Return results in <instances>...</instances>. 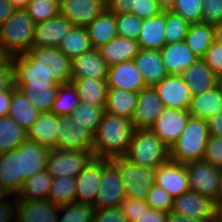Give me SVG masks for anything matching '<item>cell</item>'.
Instances as JSON below:
<instances>
[{"label": "cell", "instance_id": "1", "mask_svg": "<svg viewBox=\"0 0 222 222\" xmlns=\"http://www.w3.org/2000/svg\"><path fill=\"white\" fill-rule=\"evenodd\" d=\"M134 127L132 120L104 112L94 134V157L110 159L127 153Z\"/></svg>", "mask_w": 222, "mask_h": 222}, {"label": "cell", "instance_id": "2", "mask_svg": "<svg viewBox=\"0 0 222 222\" xmlns=\"http://www.w3.org/2000/svg\"><path fill=\"white\" fill-rule=\"evenodd\" d=\"M208 139L207 120L190 117L180 137L169 149V160L182 164L203 160Z\"/></svg>", "mask_w": 222, "mask_h": 222}, {"label": "cell", "instance_id": "3", "mask_svg": "<svg viewBox=\"0 0 222 222\" xmlns=\"http://www.w3.org/2000/svg\"><path fill=\"white\" fill-rule=\"evenodd\" d=\"M124 157L135 165L157 168L169 160V148L151 129H134Z\"/></svg>", "mask_w": 222, "mask_h": 222}, {"label": "cell", "instance_id": "4", "mask_svg": "<svg viewBox=\"0 0 222 222\" xmlns=\"http://www.w3.org/2000/svg\"><path fill=\"white\" fill-rule=\"evenodd\" d=\"M34 30L26 9H15L0 26V46L10 57L27 53L33 47Z\"/></svg>", "mask_w": 222, "mask_h": 222}, {"label": "cell", "instance_id": "5", "mask_svg": "<svg viewBox=\"0 0 222 222\" xmlns=\"http://www.w3.org/2000/svg\"><path fill=\"white\" fill-rule=\"evenodd\" d=\"M110 160L119 169L125 197L146 200L147 194L154 184L156 168L135 165L124 156L112 157Z\"/></svg>", "mask_w": 222, "mask_h": 222}, {"label": "cell", "instance_id": "6", "mask_svg": "<svg viewBox=\"0 0 222 222\" xmlns=\"http://www.w3.org/2000/svg\"><path fill=\"white\" fill-rule=\"evenodd\" d=\"M94 157V151L53 148L49 150L46 170L53 178L76 177Z\"/></svg>", "mask_w": 222, "mask_h": 222}, {"label": "cell", "instance_id": "7", "mask_svg": "<svg viewBox=\"0 0 222 222\" xmlns=\"http://www.w3.org/2000/svg\"><path fill=\"white\" fill-rule=\"evenodd\" d=\"M190 190L216 202L219 192L220 168L211 163L192 161L185 163Z\"/></svg>", "mask_w": 222, "mask_h": 222}, {"label": "cell", "instance_id": "8", "mask_svg": "<svg viewBox=\"0 0 222 222\" xmlns=\"http://www.w3.org/2000/svg\"><path fill=\"white\" fill-rule=\"evenodd\" d=\"M58 83L71 82L72 60L58 47L33 46L27 52Z\"/></svg>", "mask_w": 222, "mask_h": 222}, {"label": "cell", "instance_id": "9", "mask_svg": "<svg viewBox=\"0 0 222 222\" xmlns=\"http://www.w3.org/2000/svg\"><path fill=\"white\" fill-rule=\"evenodd\" d=\"M124 197L123 181L118 167L110 159L104 158L103 173L93 208L117 207Z\"/></svg>", "mask_w": 222, "mask_h": 222}, {"label": "cell", "instance_id": "10", "mask_svg": "<svg viewBox=\"0 0 222 222\" xmlns=\"http://www.w3.org/2000/svg\"><path fill=\"white\" fill-rule=\"evenodd\" d=\"M14 65L15 85L30 87L59 86L51 75L28 53L10 57Z\"/></svg>", "mask_w": 222, "mask_h": 222}, {"label": "cell", "instance_id": "11", "mask_svg": "<svg viewBox=\"0 0 222 222\" xmlns=\"http://www.w3.org/2000/svg\"><path fill=\"white\" fill-rule=\"evenodd\" d=\"M56 148L93 151L94 135L67 115L58 116Z\"/></svg>", "mask_w": 222, "mask_h": 222}, {"label": "cell", "instance_id": "12", "mask_svg": "<svg viewBox=\"0 0 222 222\" xmlns=\"http://www.w3.org/2000/svg\"><path fill=\"white\" fill-rule=\"evenodd\" d=\"M172 211L202 222L215 221V202L191 190L174 198Z\"/></svg>", "mask_w": 222, "mask_h": 222}, {"label": "cell", "instance_id": "13", "mask_svg": "<svg viewBox=\"0 0 222 222\" xmlns=\"http://www.w3.org/2000/svg\"><path fill=\"white\" fill-rule=\"evenodd\" d=\"M153 87L164 107L178 110L189 109L192 95L188 84L180 74H168Z\"/></svg>", "mask_w": 222, "mask_h": 222}, {"label": "cell", "instance_id": "14", "mask_svg": "<svg viewBox=\"0 0 222 222\" xmlns=\"http://www.w3.org/2000/svg\"><path fill=\"white\" fill-rule=\"evenodd\" d=\"M103 168L104 158L93 157L76 176V202L91 206L94 205L99 191Z\"/></svg>", "mask_w": 222, "mask_h": 222}, {"label": "cell", "instance_id": "15", "mask_svg": "<svg viewBox=\"0 0 222 222\" xmlns=\"http://www.w3.org/2000/svg\"><path fill=\"white\" fill-rule=\"evenodd\" d=\"M189 110L164 107L163 112L150 128L170 149L183 132L189 118Z\"/></svg>", "mask_w": 222, "mask_h": 222}, {"label": "cell", "instance_id": "16", "mask_svg": "<svg viewBox=\"0 0 222 222\" xmlns=\"http://www.w3.org/2000/svg\"><path fill=\"white\" fill-rule=\"evenodd\" d=\"M154 184L175 198L190 190L185 164L168 160L155 169Z\"/></svg>", "mask_w": 222, "mask_h": 222}, {"label": "cell", "instance_id": "17", "mask_svg": "<svg viewBox=\"0 0 222 222\" xmlns=\"http://www.w3.org/2000/svg\"><path fill=\"white\" fill-rule=\"evenodd\" d=\"M164 110L158 93L147 86L137 93V106L132 119L134 129H150Z\"/></svg>", "mask_w": 222, "mask_h": 222}, {"label": "cell", "instance_id": "18", "mask_svg": "<svg viewBox=\"0 0 222 222\" xmlns=\"http://www.w3.org/2000/svg\"><path fill=\"white\" fill-rule=\"evenodd\" d=\"M60 15L74 26L87 27L107 6L101 0H59Z\"/></svg>", "mask_w": 222, "mask_h": 222}, {"label": "cell", "instance_id": "19", "mask_svg": "<svg viewBox=\"0 0 222 222\" xmlns=\"http://www.w3.org/2000/svg\"><path fill=\"white\" fill-rule=\"evenodd\" d=\"M106 80L108 88H118L128 92L138 93L147 87L134 60L109 66Z\"/></svg>", "mask_w": 222, "mask_h": 222}, {"label": "cell", "instance_id": "20", "mask_svg": "<svg viewBox=\"0 0 222 222\" xmlns=\"http://www.w3.org/2000/svg\"><path fill=\"white\" fill-rule=\"evenodd\" d=\"M73 24L62 15L35 24L33 46L58 47Z\"/></svg>", "mask_w": 222, "mask_h": 222}, {"label": "cell", "instance_id": "21", "mask_svg": "<svg viewBox=\"0 0 222 222\" xmlns=\"http://www.w3.org/2000/svg\"><path fill=\"white\" fill-rule=\"evenodd\" d=\"M16 150L19 152L20 174L22 175L23 186L24 182L31 176L46 169L50 149L27 139Z\"/></svg>", "mask_w": 222, "mask_h": 222}, {"label": "cell", "instance_id": "22", "mask_svg": "<svg viewBox=\"0 0 222 222\" xmlns=\"http://www.w3.org/2000/svg\"><path fill=\"white\" fill-rule=\"evenodd\" d=\"M59 206L49 200L17 201L16 222H58Z\"/></svg>", "mask_w": 222, "mask_h": 222}, {"label": "cell", "instance_id": "23", "mask_svg": "<svg viewBox=\"0 0 222 222\" xmlns=\"http://www.w3.org/2000/svg\"><path fill=\"white\" fill-rule=\"evenodd\" d=\"M108 68L98 49L93 48L72 59L71 80L85 77L103 80L107 78Z\"/></svg>", "mask_w": 222, "mask_h": 222}, {"label": "cell", "instance_id": "24", "mask_svg": "<svg viewBox=\"0 0 222 222\" xmlns=\"http://www.w3.org/2000/svg\"><path fill=\"white\" fill-rule=\"evenodd\" d=\"M159 51L168 74H181L199 59L185 41L165 44Z\"/></svg>", "mask_w": 222, "mask_h": 222}, {"label": "cell", "instance_id": "25", "mask_svg": "<svg viewBox=\"0 0 222 222\" xmlns=\"http://www.w3.org/2000/svg\"><path fill=\"white\" fill-rule=\"evenodd\" d=\"M134 62L147 86H154L168 75L159 50L140 49Z\"/></svg>", "mask_w": 222, "mask_h": 222}, {"label": "cell", "instance_id": "26", "mask_svg": "<svg viewBox=\"0 0 222 222\" xmlns=\"http://www.w3.org/2000/svg\"><path fill=\"white\" fill-rule=\"evenodd\" d=\"M166 10L156 16L142 19L137 39L140 49L160 50L165 44Z\"/></svg>", "mask_w": 222, "mask_h": 222}, {"label": "cell", "instance_id": "27", "mask_svg": "<svg viewBox=\"0 0 222 222\" xmlns=\"http://www.w3.org/2000/svg\"><path fill=\"white\" fill-rule=\"evenodd\" d=\"M101 57L108 66L117 63L134 60L140 51L139 43L136 39L117 36L107 44L98 48Z\"/></svg>", "mask_w": 222, "mask_h": 222}, {"label": "cell", "instance_id": "28", "mask_svg": "<svg viewBox=\"0 0 222 222\" xmlns=\"http://www.w3.org/2000/svg\"><path fill=\"white\" fill-rule=\"evenodd\" d=\"M58 115L49 111L40 113L36 121L27 130V138L41 146L56 148Z\"/></svg>", "mask_w": 222, "mask_h": 222}, {"label": "cell", "instance_id": "29", "mask_svg": "<svg viewBox=\"0 0 222 222\" xmlns=\"http://www.w3.org/2000/svg\"><path fill=\"white\" fill-rule=\"evenodd\" d=\"M188 84L192 96L202 94L205 90L215 87L216 74L202 58L180 74Z\"/></svg>", "mask_w": 222, "mask_h": 222}, {"label": "cell", "instance_id": "30", "mask_svg": "<svg viewBox=\"0 0 222 222\" xmlns=\"http://www.w3.org/2000/svg\"><path fill=\"white\" fill-rule=\"evenodd\" d=\"M92 47L98 49L118 36L116 15L106 9L87 27Z\"/></svg>", "mask_w": 222, "mask_h": 222}, {"label": "cell", "instance_id": "31", "mask_svg": "<svg viewBox=\"0 0 222 222\" xmlns=\"http://www.w3.org/2000/svg\"><path fill=\"white\" fill-rule=\"evenodd\" d=\"M137 106V93L108 88L104 112L132 120Z\"/></svg>", "mask_w": 222, "mask_h": 222}, {"label": "cell", "instance_id": "32", "mask_svg": "<svg viewBox=\"0 0 222 222\" xmlns=\"http://www.w3.org/2000/svg\"><path fill=\"white\" fill-rule=\"evenodd\" d=\"M188 110L191 117L208 120L222 111V93L213 87L192 96Z\"/></svg>", "mask_w": 222, "mask_h": 222}, {"label": "cell", "instance_id": "33", "mask_svg": "<svg viewBox=\"0 0 222 222\" xmlns=\"http://www.w3.org/2000/svg\"><path fill=\"white\" fill-rule=\"evenodd\" d=\"M0 182L14 196L22 188V175L20 174L19 152L13 151L0 153Z\"/></svg>", "mask_w": 222, "mask_h": 222}, {"label": "cell", "instance_id": "34", "mask_svg": "<svg viewBox=\"0 0 222 222\" xmlns=\"http://www.w3.org/2000/svg\"><path fill=\"white\" fill-rule=\"evenodd\" d=\"M40 113L19 89L14 88L12 90L7 116L11 117L20 127L27 131Z\"/></svg>", "mask_w": 222, "mask_h": 222}, {"label": "cell", "instance_id": "35", "mask_svg": "<svg viewBox=\"0 0 222 222\" xmlns=\"http://www.w3.org/2000/svg\"><path fill=\"white\" fill-rule=\"evenodd\" d=\"M71 82L77 87L80 102L91 106H105L108 91L106 79L73 78Z\"/></svg>", "mask_w": 222, "mask_h": 222}, {"label": "cell", "instance_id": "36", "mask_svg": "<svg viewBox=\"0 0 222 222\" xmlns=\"http://www.w3.org/2000/svg\"><path fill=\"white\" fill-rule=\"evenodd\" d=\"M184 41L198 58H203L214 42L213 25L205 22L190 23Z\"/></svg>", "mask_w": 222, "mask_h": 222}, {"label": "cell", "instance_id": "37", "mask_svg": "<svg viewBox=\"0 0 222 222\" xmlns=\"http://www.w3.org/2000/svg\"><path fill=\"white\" fill-rule=\"evenodd\" d=\"M53 177L44 169L27 179L19 192V200H48Z\"/></svg>", "mask_w": 222, "mask_h": 222}, {"label": "cell", "instance_id": "38", "mask_svg": "<svg viewBox=\"0 0 222 222\" xmlns=\"http://www.w3.org/2000/svg\"><path fill=\"white\" fill-rule=\"evenodd\" d=\"M58 48L71 60L93 49L86 27L73 26Z\"/></svg>", "mask_w": 222, "mask_h": 222}, {"label": "cell", "instance_id": "39", "mask_svg": "<svg viewBox=\"0 0 222 222\" xmlns=\"http://www.w3.org/2000/svg\"><path fill=\"white\" fill-rule=\"evenodd\" d=\"M27 139V131L11 117H0V153L15 150Z\"/></svg>", "mask_w": 222, "mask_h": 222}, {"label": "cell", "instance_id": "40", "mask_svg": "<svg viewBox=\"0 0 222 222\" xmlns=\"http://www.w3.org/2000/svg\"><path fill=\"white\" fill-rule=\"evenodd\" d=\"M41 113L49 112L56 99L59 86L30 87V85H15Z\"/></svg>", "mask_w": 222, "mask_h": 222}, {"label": "cell", "instance_id": "41", "mask_svg": "<svg viewBox=\"0 0 222 222\" xmlns=\"http://www.w3.org/2000/svg\"><path fill=\"white\" fill-rule=\"evenodd\" d=\"M79 103L78 90L73 82L62 83L59 85L50 111L58 116H69Z\"/></svg>", "mask_w": 222, "mask_h": 222}, {"label": "cell", "instance_id": "42", "mask_svg": "<svg viewBox=\"0 0 222 222\" xmlns=\"http://www.w3.org/2000/svg\"><path fill=\"white\" fill-rule=\"evenodd\" d=\"M104 107L105 106H91L87 103L80 102L69 116L76 124L89 130L94 135L101 122Z\"/></svg>", "mask_w": 222, "mask_h": 222}, {"label": "cell", "instance_id": "43", "mask_svg": "<svg viewBox=\"0 0 222 222\" xmlns=\"http://www.w3.org/2000/svg\"><path fill=\"white\" fill-rule=\"evenodd\" d=\"M76 177H56L52 179L48 200L57 206L75 201Z\"/></svg>", "mask_w": 222, "mask_h": 222}, {"label": "cell", "instance_id": "44", "mask_svg": "<svg viewBox=\"0 0 222 222\" xmlns=\"http://www.w3.org/2000/svg\"><path fill=\"white\" fill-rule=\"evenodd\" d=\"M26 11L35 24L47 21L60 14L59 0H31Z\"/></svg>", "mask_w": 222, "mask_h": 222}, {"label": "cell", "instance_id": "45", "mask_svg": "<svg viewBox=\"0 0 222 222\" xmlns=\"http://www.w3.org/2000/svg\"><path fill=\"white\" fill-rule=\"evenodd\" d=\"M59 211L64 212L63 216L58 214V222H92L94 208L91 205L80 202H71L59 206Z\"/></svg>", "mask_w": 222, "mask_h": 222}, {"label": "cell", "instance_id": "46", "mask_svg": "<svg viewBox=\"0 0 222 222\" xmlns=\"http://www.w3.org/2000/svg\"><path fill=\"white\" fill-rule=\"evenodd\" d=\"M190 23L170 10H166L165 39L166 44L185 40Z\"/></svg>", "mask_w": 222, "mask_h": 222}, {"label": "cell", "instance_id": "47", "mask_svg": "<svg viewBox=\"0 0 222 222\" xmlns=\"http://www.w3.org/2000/svg\"><path fill=\"white\" fill-rule=\"evenodd\" d=\"M170 11L180 15L189 23L202 22L203 1L176 0Z\"/></svg>", "mask_w": 222, "mask_h": 222}, {"label": "cell", "instance_id": "48", "mask_svg": "<svg viewBox=\"0 0 222 222\" xmlns=\"http://www.w3.org/2000/svg\"><path fill=\"white\" fill-rule=\"evenodd\" d=\"M116 24L118 36L138 39L142 26L141 18H138L132 13H123L116 15Z\"/></svg>", "mask_w": 222, "mask_h": 222}, {"label": "cell", "instance_id": "49", "mask_svg": "<svg viewBox=\"0 0 222 222\" xmlns=\"http://www.w3.org/2000/svg\"><path fill=\"white\" fill-rule=\"evenodd\" d=\"M174 198L165 189L153 184L146 197V203L151 209L168 213L172 210Z\"/></svg>", "mask_w": 222, "mask_h": 222}, {"label": "cell", "instance_id": "50", "mask_svg": "<svg viewBox=\"0 0 222 222\" xmlns=\"http://www.w3.org/2000/svg\"><path fill=\"white\" fill-rule=\"evenodd\" d=\"M117 207L125 215L127 222H136L143 215L144 211L149 208L146 200L130 197H124Z\"/></svg>", "mask_w": 222, "mask_h": 222}, {"label": "cell", "instance_id": "51", "mask_svg": "<svg viewBox=\"0 0 222 222\" xmlns=\"http://www.w3.org/2000/svg\"><path fill=\"white\" fill-rule=\"evenodd\" d=\"M203 161L219 168L222 167V137L209 136Z\"/></svg>", "mask_w": 222, "mask_h": 222}, {"label": "cell", "instance_id": "52", "mask_svg": "<svg viewBox=\"0 0 222 222\" xmlns=\"http://www.w3.org/2000/svg\"><path fill=\"white\" fill-rule=\"evenodd\" d=\"M202 22L216 25L222 22V0H202Z\"/></svg>", "mask_w": 222, "mask_h": 222}, {"label": "cell", "instance_id": "53", "mask_svg": "<svg viewBox=\"0 0 222 222\" xmlns=\"http://www.w3.org/2000/svg\"><path fill=\"white\" fill-rule=\"evenodd\" d=\"M208 67L215 73L222 72V44L214 41L211 46L206 50L202 58Z\"/></svg>", "mask_w": 222, "mask_h": 222}, {"label": "cell", "instance_id": "54", "mask_svg": "<svg viewBox=\"0 0 222 222\" xmlns=\"http://www.w3.org/2000/svg\"><path fill=\"white\" fill-rule=\"evenodd\" d=\"M92 222H127L118 207L94 209Z\"/></svg>", "mask_w": 222, "mask_h": 222}, {"label": "cell", "instance_id": "55", "mask_svg": "<svg viewBox=\"0 0 222 222\" xmlns=\"http://www.w3.org/2000/svg\"><path fill=\"white\" fill-rule=\"evenodd\" d=\"M15 88L14 65L11 58L0 67V91Z\"/></svg>", "mask_w": 222, "mask_h": 222}, {"label": "cell", "instance_id": "56", "mask_svg": "<svg viewBox=\"0 0 222 222\" xmlns=\"http://www.w3.org/2000/svg\"><path fill=\"white\" fill-rule=\"evenodd\" d=\"M163 12L156 0H138L137 17L141 19L156 16Z\"/></svg>", "mask_w": 222, "mask_h": 222}, {"label": "cell", "instance_id": "57", "mask_svg": "<svg viewBox=\"0 0 222 222\" xmlns=\"http://www.w3.org/2000/svg\"><path fill=\"white\" fill-rule=\"evenodd\" d=\"M137 2L138 0H112L107 9L115 15L132 13L137 16Z\"/></svg>", "mask_w": 222, "mask_h": 222}, {"label": "cell", "instance_id": "58", "mask_svg": "<svg viewBox=\"0 0 222 222\" xmlns=\"http://www.w3.org/2000/svg\"><path fill=\"white\" fill-rule=\"evenodd\" d=\"M14 200L15 205L8 199L0 202V222H10L11 218L14 216L15 217L12 220H14L13 222H16L18 196H15Z\"/></svg>", "mask_w": 222, "mask_h": 222}, {"label": "cell", "instance_id": "59", "mask_svg": "<svg viewBox=\"0 0 222 222\" xmlns=\"http://www.w3.org/2000/svg\"><path fill=\"white\" fill-rule=\"evenodd\" d=\"M136 222H167V213L148 208Z\"/></svg>", "mask_w": 222, "mask_h": 222}, {"label": "cell", "instance_id": "60", "mask_svg": "<svg viewBox=\"0 0 222 222\" xmlns=\"http://www.w3.org/2000/svg\"><path fill=\"white\" fill-rule=\"evenodd\" d=\"M209 136L222 137V111L207 120Z\"/></svg>", "mask_w": 222, "mask_h": 222}, {"label": "cell", "instance_id": "61", "mask_svg": "<svg viewBox=\"0 0 222 222\" xmlns=\"http://www.w3.org/2000/svg\"><path fill=\"white\" fill-rule=\"evenodd\" d=\"M12 98V90L0 91V117L7 116Z\"/></svg>", "mask_w": 222, "mask_h": 222}, {"label": "cell", "instance_id": "62", "mask_svg": "<svg viewBox=\"0 0 222 222\" xmlns=\"http://www.w3.org/2000/svg\"><path fill=\"white\" fill-rule=\"evenodd\" d=\"M14 10L8 0H0V26L13 14Z\"/></svg>", "mask_w": 222, "mask_h": 222}, {"label": "cell", "instance_id": "63", "mask_svg": "<svg viewBox=\"0 0 222 222\" xmlns=\"http://www.w3.org/2000/svg\"><path fill=\"white\" fill-rule=\"evenodd\" d=\"M167 222H202V221L185 217L182 214L173 212L171 210L167 213Z\"/></svg>", "mask_w": 222, "mask_h": 222}, {"label": "cell", "instance_id": "64", "mask_svg": "<svg viewBox=\"0 0 222 222\" xmlns=\"http://www.w3.org/2000/svg\"><path fill=\"white\" fill-rule=\"evenodd\" d=\"M222 222V197H218V200L215 202V221Z\"/></svg>", "mask_w": 222, "mask_h": 222}, {"label": "cell", "instance_id": "65", "mask_svg": "<svg viewBox=\"0 0 222 222\" xmlns=\"http://www.w3.org/2000/svg\"><path fill=\"white\" fill-rule=\"evenodd\" d=\"M214 41L222 44V22L213 26Z\"/></svg>", "mask_w": 222, "mask_h": 222}, {"label": "cell", "instance_id": "66", "mask_svg": "<svg viewBox=\"0 0 222 222\" xmlns=\"http://www.w3.org/2000/svg\"><path fill=\"white\" fill-rule=\"evenodd\" d=\"M14 9H26L31 0H8Z\"/></svg>", "mask_w": 222, "mask_h": 222}, {"label": "cell", "instance_id": "67", "mask_svg": "<svg viewBox=\"0 0 222 222\" xmlns=\"http://www.w3.org/2000/svg\"><path fill=\"white\" fill-rule=\"evenodd\" d=\"M159 6L165 10H170L176 0H156Z\"/></svg>", "mask_w": 222, "mask_h": 222}, {"label": "cell", "instance_id": "68", "mask_svg": "<svg viewBox=\"0 0 222 222\" xmlns=\"http://www.w3.org/2000/svg\"><path fill=\"white\" fill-rule=\"evenodd\" d=\"M11 194L12 193L0 182V202L4 201V199H7L6 197H10Z\"/></svg>", "mask_w": 222, "mask_h": 222}, {"label": "cell", "instance_id": "69", "mask_svg": "<svg viewBox=\"0 0 222 222\" xmlns=\"http://www.w3.org/2000/svg\"><path fill=\"white\" fill-rule=\"evenodd\" d=\"M9 59L10 56L0 46V67L3 66Z\"/></svg>", "mask_w": 222, "mask_h": 222}, {"label": "cell", "instance_id": "70", "mask_svg": "<svg viewBox=\"0 0 222 222\" xmlns=\"http://www.w3.org/2000/svg\"><path fill=\"white\" fill-rule=\"evenodd\" d=\"M215 88L222 93V72L216 74Z\"/></svg>", "mask_w": 222, "mask_h": 222}, {"label": "cell", "instance_id": "71", "mask_svg": "<svg viewBox=\"0 0 222 222\" xmlns=\"http://www.w3.org/2000/svg\"><path fill=\"white\" fill-rule=\"evenodd\" d=\"M218 197H222V167L220 168Z\"/></svg>", "mask_w": 222, "mask_h": 222}, {"label": "cell", "instance_id": "72", "mask_svg": "<svg viewBox=\"0 0 222 222\" xmlns=\"http://www.w3.org/2000/svg\"><path fill=\"white\" fill-rule=\"evenodd\" d=\"M106 6L110 4L112 0H101Z\"/></svg>", "mask_w": 222, "mask_h": 222}]
</instances>
